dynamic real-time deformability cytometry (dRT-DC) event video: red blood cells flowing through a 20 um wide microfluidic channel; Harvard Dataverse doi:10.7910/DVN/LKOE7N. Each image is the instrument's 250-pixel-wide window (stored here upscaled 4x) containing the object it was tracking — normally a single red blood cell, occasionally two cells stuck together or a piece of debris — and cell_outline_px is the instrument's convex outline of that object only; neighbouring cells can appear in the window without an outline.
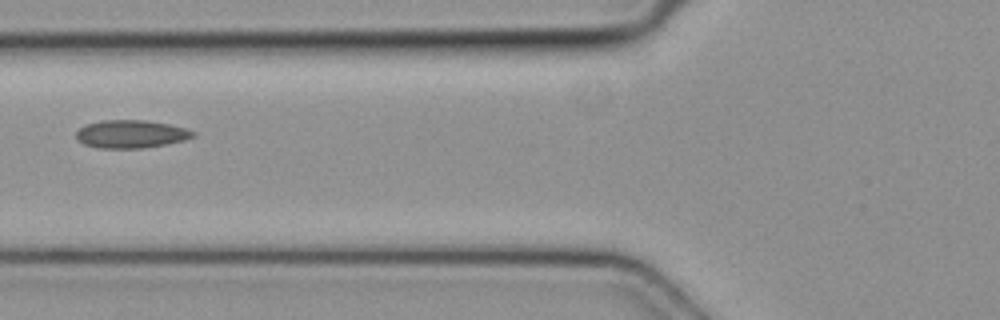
{"species": "common noctule bat (a hibernating species)", "species_latin": "Nyctalus noctula", "temperature_condition": "cold", "stored_images_in_passage": 2, "camera_frame_rate_fps": 3000, "um_per_image_px": 0.085, "animal": {"sex": "female", "body_mass_g": 19.3, "forearm_length_mm": 54.1}, "frame": {"image": 1, "passage_image": 2, "time_ms": 0.333, "image_size_px": [1000, 320], "cell_outline_px": [[196, 136], [184, 140], [144, 148], [100, 148], [84, 144], [76, 140], [76, 132], [84, 124], [104, 120], [144, 120], [168, 124], [184, 128], [196, 132]], "centroid_in_image_um": [11.11, 11.39], "position_along_channel_um": 114.7, "area_um2": 19.02}}